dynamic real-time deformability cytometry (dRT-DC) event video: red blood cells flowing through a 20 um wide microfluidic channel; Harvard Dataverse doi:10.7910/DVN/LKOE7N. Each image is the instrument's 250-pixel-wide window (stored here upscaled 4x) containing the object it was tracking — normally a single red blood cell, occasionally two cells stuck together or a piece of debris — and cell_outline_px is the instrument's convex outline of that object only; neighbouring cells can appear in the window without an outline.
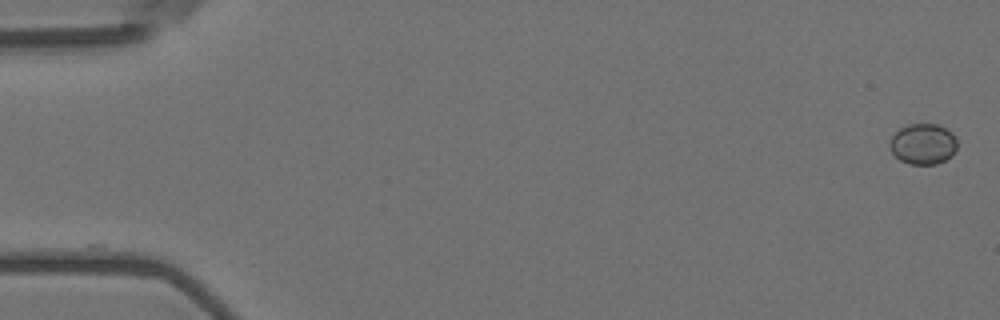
{"species": "Egyptian fruit bat (a non-hibernating species)", "species_latin": "Rousettus aegyptiacus", "temperature_condition": "room temperature", "stored_images_in_passage": 53, "camera_frame_rate_fps": 3000, "um_per_image_px": 0.085, "animal": {"sex": "female"}, "frame": {"image": 1, "passage_image": 1, "time_ms": 0.0, "image_size_px": [1000, 320], "cell_outline_px": [[956, 148], [952, 156], [936, 164], [908, 164], [900, 160], [892, 152], [888, 144], [892, 136], [900, 128], [908, 124], [936, 124], [948, 128], [956, 136]], "centroid_in_image_um": [78.47, 12.23], "position_along_channel_um": 6.5, "area_um2": 16.13}}
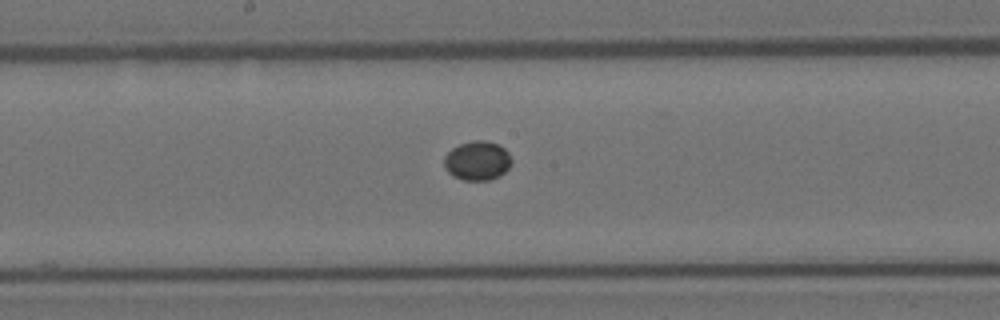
{"frame": {"image": 2, "passage_image": 30, "time_ms": 9.667, "image_size_px": [1000, 320], "cell_outline_px": [[512, 164], [500, 176], [492, 180], [464, 180], [452, 176], [444, 168], [444, 156], [452, 148], [460, 144], [472, 140], [484, 140], [500, 144], [508, 152], [512, 160]], "centroid_in_image_um": [40.58, 13.66], "position_along_channel_um": 207.6, "area_um2": 15.66}}
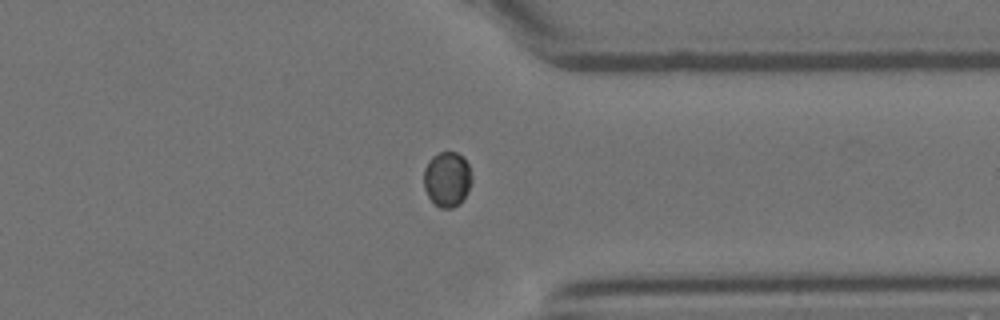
{"frame": {"image": 3, "passage_image": 44, "time_ms": 14.333, "image_size_px": [1000, 320], "cell_outline_px": [[472, 180], [468, 192], [460, 204], [452, 208], [440, 208], [428, 196], [424, 188], [424, 168], [428, 160], [432, 156], [440, 152], [456, 152], [464, 156], [468, 164], [472, 176]], "centroid_in_image_um": [38.02, 15.22], "position_along_channel_um": 373.4, "area_um2": 15.61}}